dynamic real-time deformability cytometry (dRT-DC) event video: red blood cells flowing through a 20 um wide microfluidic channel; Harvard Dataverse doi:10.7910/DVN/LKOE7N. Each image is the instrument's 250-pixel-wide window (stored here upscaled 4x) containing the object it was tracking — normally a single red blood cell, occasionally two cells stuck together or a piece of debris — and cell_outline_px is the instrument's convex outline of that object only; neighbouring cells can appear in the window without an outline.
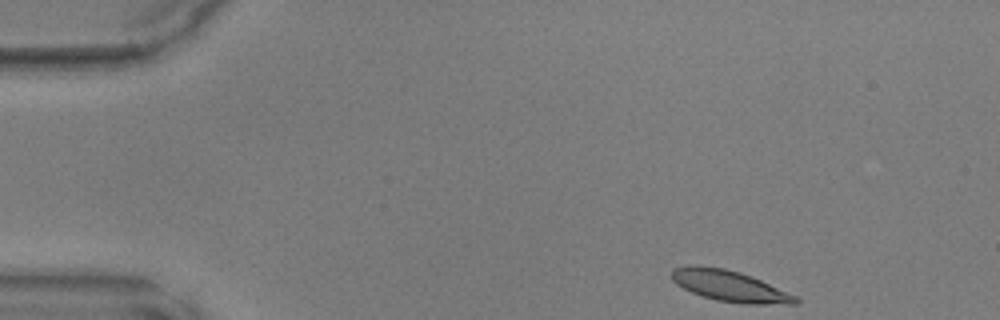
{"species": "common noctule bat (a hibernating species)", "species_latin": "Nyctalus noctula", "temperature_condition": "warm", "stored_images_in_passage": 43, "camera_frame_rate_fps": 3000, "um_per_image_px": 0.085, "animal": {"sex": "male", "body_mass_g": 17.9, "forearm_length_mm": 54.2}, "frame": {"image": 1, "passage_image": 1, "time_ms": 0.0, "image_size_px": [1000, 320], "cell_outline_px": [[800, 300], [796, 304], [744, 304], [716, 300], [692, 292], [676, 284], [672, 280], [672, 268], [724, 268], [740, 272], [760, 280], [796, 296]], "centroid_in_image_um": [62.09, 24.36], "position_along_channel_um": 22.9, "area_um2": 21.5}}
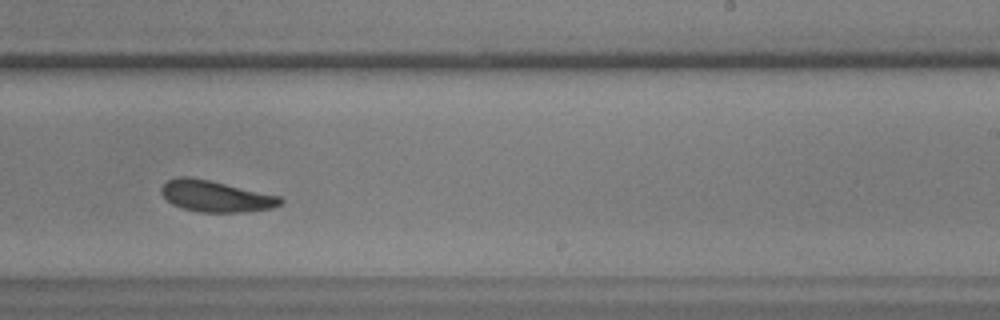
{"frame": {"image": 2, "passage_image": 25, "time_ms": 8.0, "image_size_px": [1000, 320], "cell_outline_px": [[284, 204], [272, 208], [244, 212], [200, 212], [180, 208], [172, 204], [160, 192], [160, 188], [168, 180], [180, 176], [184, 176], [208, 180], [280, 196], [284, 200]], "centroid_in_image_um": [18.35, 16.69], "position_along_channel_um": 270.7, "area_um2": 21.62}}
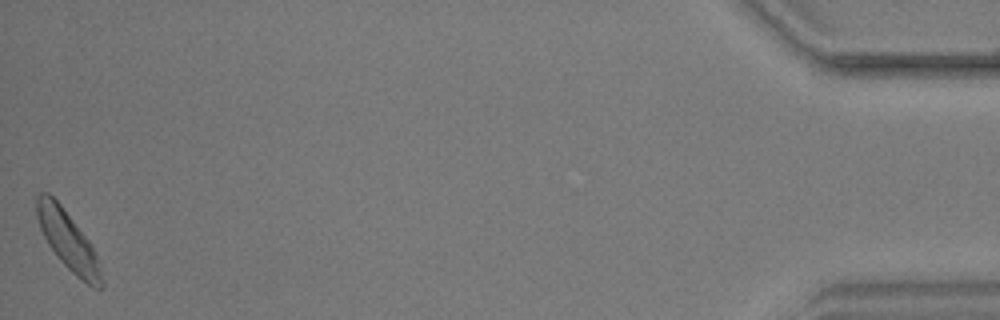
{"frame": {"image": 3, "passage_image": 43, "time_ms": 14.0, "image_size_px": [1000, 320], "cell_outline_px": [[104, 284], [100, 288], [92, 288], [76, 276], [56, 256], [48, 244], [40, 228], [36, 216], [36, 196], [40, 192], [48, 192], [60, 204], [88, 240], [96, 256], [104, 280]], "centroid_in_image_um": [5.76, 20.46], "position_along_channel_um": 429.4, "area_um2": 21.85}}